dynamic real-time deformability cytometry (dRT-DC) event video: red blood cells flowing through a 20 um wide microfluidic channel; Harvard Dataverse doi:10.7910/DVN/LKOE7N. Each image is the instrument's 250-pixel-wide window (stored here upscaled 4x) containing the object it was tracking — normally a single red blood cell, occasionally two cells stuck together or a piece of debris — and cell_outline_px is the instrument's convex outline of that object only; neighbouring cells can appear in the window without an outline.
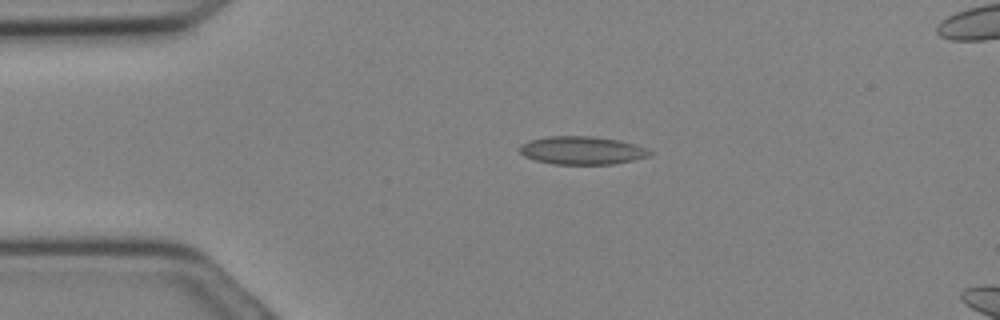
{"species": "Egyptian fruit bat (a non-hibernating species)", "species_latin": "Rousettus aegyptiacus", "temperature_condition": "cold", "stored_images_in_passage": 28, "segment_of_instrument_passage": [1, 2], "camera_frame_rate_fps": 3000, "um_per_image_px": 0.085, "animal": {"sex": "female"}, "frame": {"image": 1, "passage_image": 3, "time_ms": 0.667, "image_size_px": [1000, 320], "cell_outline_px": [[652, 152], [648, 156], [632, 160], [612, 164], [552, 164], [536, 160], [524, 156], [516, 148], [520, 144], [528, 140], [548, 136], [592, 136], [620, 140], [636, 144], [648, 148]], "centroid_in_image_um": [49.43, 12.77], "position_along_channel_um": 35.6, "area_um2": 21.5}}
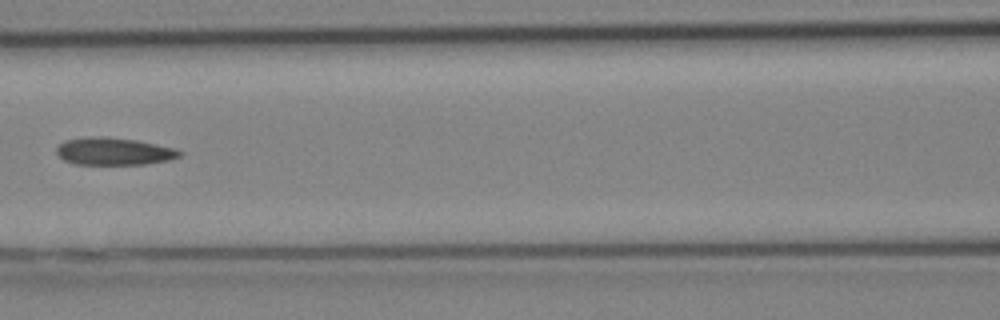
{"frame": {"image": 2, "passage_image": 10, "time_ms": 3.0, "image_size_px": [1000, 320], "cell_outline_px": [[184, 152], [180, 156], [168, 160], [144, 164], [76, 164], [64, 160], [56, 152], [56, 148], [64, 140], [92, 136], [104, 136], [136, 140], [176, 148]], "centroid_in_image_um": [9.69, 12.85], "position_along_channel_um": 156.9, "area_um2": 19.65}}
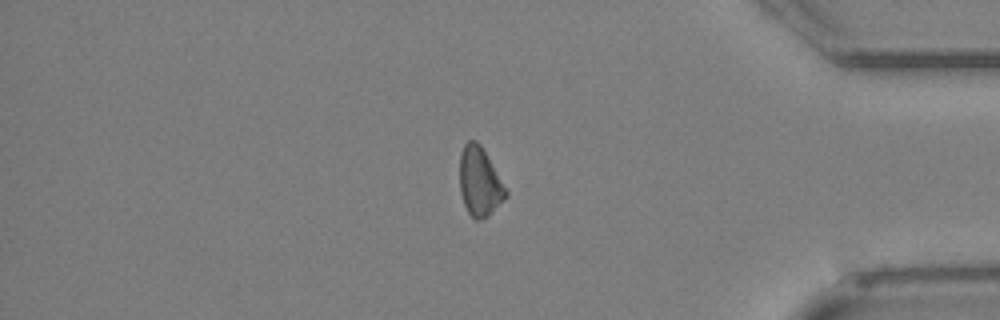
{"frame": {"image": 3, "passage_image": 22, "time_ms": 7.0, "image_size_px": [1000, 320], "cell_outline_px": [[508, 196], [504, 200], [480, 220], [476, 220], [468, 212], [464, 204], [460, 192], [460, 152], [464, 144], [468, 140], [476, 140], [480, 144], [508, 192]], "centroid_in_image_um": [40.75, 15.42], "position_along_channel_um": 394.5, "area_um2": 18.15}}